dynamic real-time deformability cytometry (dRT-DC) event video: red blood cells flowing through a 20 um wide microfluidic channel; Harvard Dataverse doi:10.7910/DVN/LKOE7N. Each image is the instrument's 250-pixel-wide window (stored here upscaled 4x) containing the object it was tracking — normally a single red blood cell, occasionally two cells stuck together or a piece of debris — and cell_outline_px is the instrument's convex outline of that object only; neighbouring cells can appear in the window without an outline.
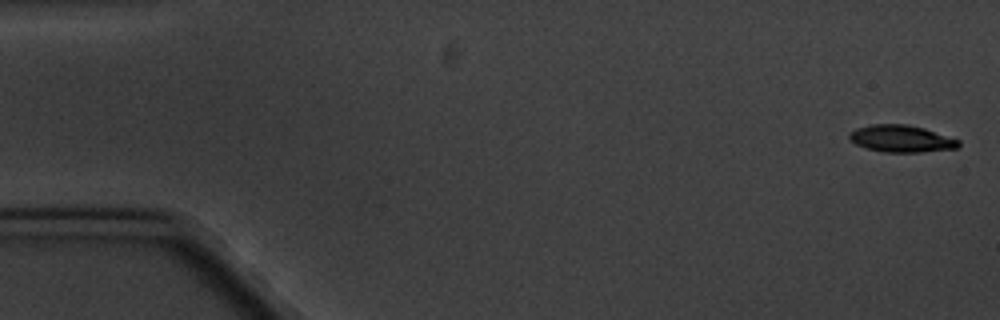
{"species": "common noctule bat (a hibernating species)", "species_latin": "Nyctalus noctula", "temperature_condition": "cold", "stored_images_in_passage": 8, "camera_frame_rate_fps": 3000, "um_per_image_px": 0.085, "animal": {"sex": "male", "body_mass_g": 20.1, "forearm_length_mm": 53.5}, "frame": {"image": 1, "passage_image": 1, "time_ms": 0.0, "image_size_px": [1000, 320], "cell_outline_px": [[960, 148], [920, 152], [884, 152], [868, 148], [856, 144], [848, 136], [848, 132], [856, 128], [872, 124], [908, 124], [924, 128], [960, 140]], "centroid_in_image_um": [76.63, 11.78], "position_along_channel_um": 8.4, "area_um2": 17.22}}
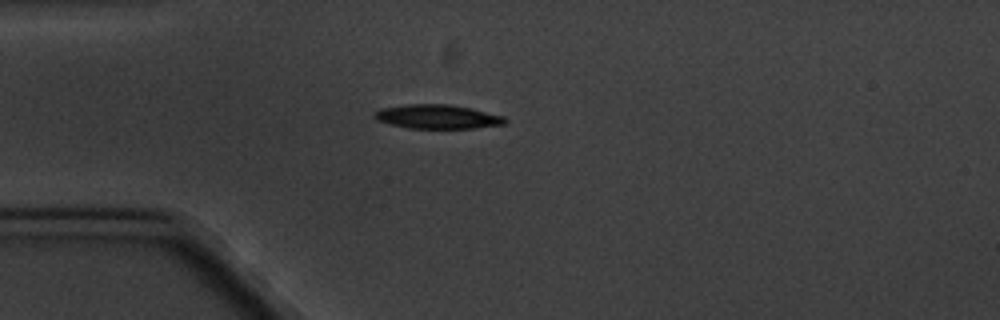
{"frame": {"image": 2, "passage_image": 5, "time_ms": 4.667, "image_size_px": [1000, 320], "cell_outline_px": [[508, 120], [504, 124], [472, 128], [408, 128], [376, 120], [372, 116], [372, 112], [380, 108], [408, 104], [448, 104], [472, 108], [504, 116]], "centroid_in_image_um": [37.15, 9.91], "position_along_channel_um": 47.8, "area_um2": 18.38}}